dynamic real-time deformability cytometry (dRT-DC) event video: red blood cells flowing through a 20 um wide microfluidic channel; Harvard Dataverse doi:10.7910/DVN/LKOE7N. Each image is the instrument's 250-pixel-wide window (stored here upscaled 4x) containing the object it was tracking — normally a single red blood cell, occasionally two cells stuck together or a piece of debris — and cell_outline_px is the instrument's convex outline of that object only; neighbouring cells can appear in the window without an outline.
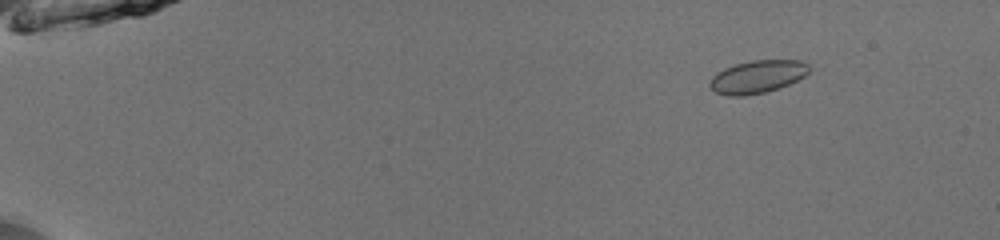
{"species": "common noctule bat (a hibernating species)", "species_latin": "Nyctalus noctula", "temperature_condition": "room temperature", "stored_images_in_passage": 54, "camera_frame_rate_fps": 3000, "um_per_image_px": 0.085, "animal": {"sex": "male", "body_mass_g": 13.0, "forearm_length_mm": 53.1}, "frame": {"image": 1, "passage_image": 8, "time_ms": 2.333, "image_size_px": [1000, 240], "cell_outline_px": [[808, 72], [804, 76], [788, 84], [764, 92], [744, 96], [728, 96], [716, 92], [708, 84], [712, 76], [716, 72], [724, 68], [736, 64], [752, 60], [800, 60], [808, 64]], "centroid_in_image_um": [64.34, 6.51], "position_along_channel_um": 20.7, "area_um2": 18.79}}
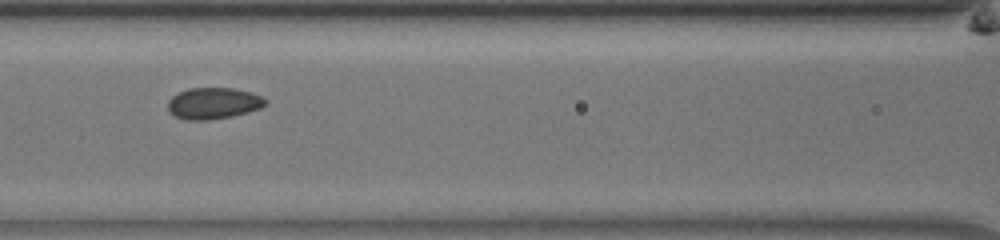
{"frame": {"image": 2, "passage_image": 27, "time_ms": 8.667, "image_size_px": [1000, 240], "cell_outline_px": [[268, 104], [260, 108], [248, 112], [232, 116], [208, 120], [188, 120], [176, 116], [168, 112], [168, 100], [172, 96], [188, 88], [232, 88], [252, 92], [264, 96], [268, 100]], "centroid_in_image_um": [18.18, 8.77], "position_along_channel_um": 148.4, "area_um2": 18.03}}
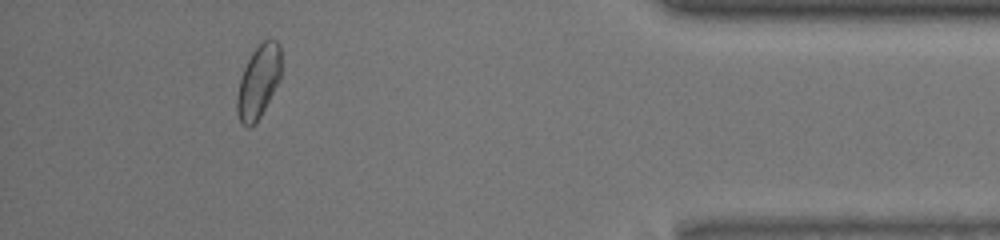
{"frame": {"image": 3, "passage_image": 50, "time_ms": 16.333, "image_size_px": [1000, 240], "cell_outline_px": [[280, 80], [260, 116], [248, 128], [240, 124], [236, 108], [236, 96], [240, 80], [244, 68], [252, 52], [264, 40], [276, 40], [280, 44]], "centroid_in_image_um": [21.95, 6.95], "position_along_channel_um": 413.2, "area_um2": 18.55}, "authors_computed_cell_mechanics": {"area_um2": 18.1781, "velocity_mm_per_s": 3.953, "shape_relaxation_time_tau1_ms": null, "shape_relaxation_time_tau2_ms": 1.6511, "deformation_change_tau1": null, "deformation_change_tau2": 0.0271}}